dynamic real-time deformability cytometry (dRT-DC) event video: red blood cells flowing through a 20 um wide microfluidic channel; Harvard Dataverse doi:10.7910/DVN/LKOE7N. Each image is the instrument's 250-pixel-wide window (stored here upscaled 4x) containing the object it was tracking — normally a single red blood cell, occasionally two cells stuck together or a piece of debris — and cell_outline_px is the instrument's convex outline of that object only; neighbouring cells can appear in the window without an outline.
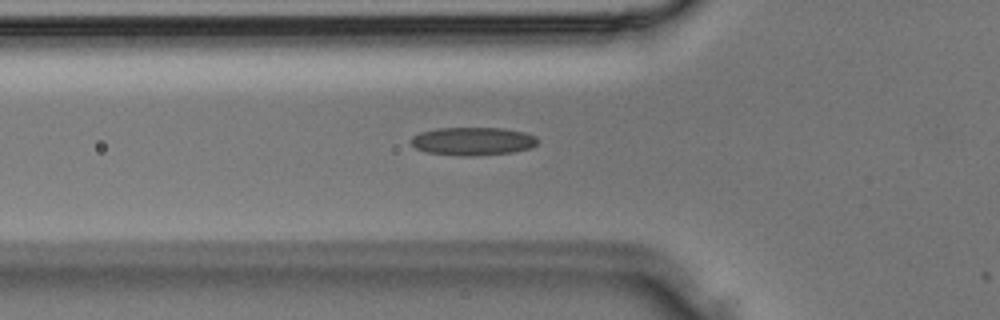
{"species": "Egyptian fruit bat (a non-hibernating species)", "species_latin": "Rousettus aegyptiacus", "temperature_condition": "room temperature", "stored_images_in_passage": 12, "camera_frame_rate_fps": 3000, "um_per_image_px": 0.085, "animal": {"sex": "male"}, "frame": {"image": 1, "passage_image": 11, "time_ms": 3.333, "image_size_px": [1000, 320], "cell_outline_px": [[540, 140], [536, 144], [528, 148], [512, 152], [468, 156], [460, 156], [424, 152], [416, 148], [408, 140], [412, 136], [420, 132], [436, 128], [504, 128], [524, 132], [536, 136]], "centroid_in_image_um": [40.15, 12.0], "position_along_channel_um": 85.7, "area_um2": 20.87}}